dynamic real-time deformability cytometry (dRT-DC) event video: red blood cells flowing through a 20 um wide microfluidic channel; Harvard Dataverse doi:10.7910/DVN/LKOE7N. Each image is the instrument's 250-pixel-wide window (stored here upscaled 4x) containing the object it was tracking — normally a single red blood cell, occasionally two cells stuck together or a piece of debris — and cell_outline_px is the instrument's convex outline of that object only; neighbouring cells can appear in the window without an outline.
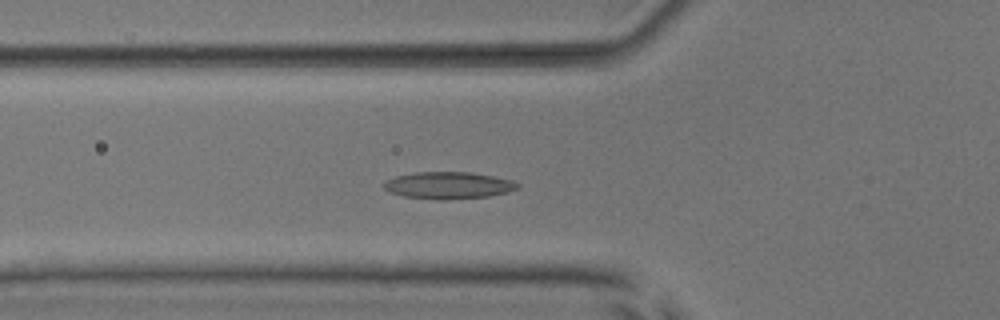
{"species": "common noctule bat (a hibernating species)", "species_latin": "Nyctalus noctula", "temperature_condition": "room temperature", "stored_images_in_passage": 41, "camera_frame_rate_fps": 3000, "um_per_image_px": 0.085, "animal": {"sex": "male", "body_mass_g": 17.9, "forearm_length_mm": 54.2}, "frame": {"image": 1, "passage_image": 18, "time_ms": 5.667, "image_size_px": [1000, 320], "cell_outline_px": [[520, 188], [508, 192], [488, 196], [444, 200], [436, 200], [404, 196], [392, 192], [384, 188], [384, 184], [388, 180], [396, 176], [416, 172], [472, 172], [512, 180], [520, 184]], "centroid_in_image_um": [38.17, 15.75], "position_along_channel_um": 87.6, "area_um2": 20.92}}
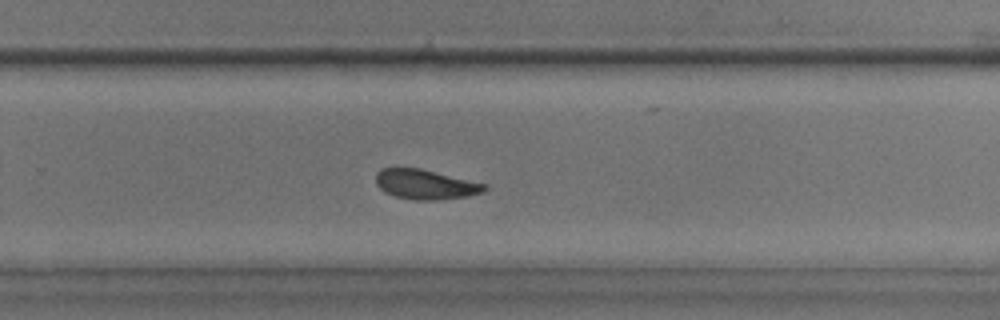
{"frame": {"image": 2, "passage_image": 34, "time_ms": 11.0, "image_size_px": [1000, 320], "cell_outline_px": [[488, 188], [484, 192], [468, 196], [436, 200], [416, 200], [396, 196], [384, 192], [376, 184], [376, 172], [380, 168], [420, 168], [488, 184]], "centroid_in_image_um": [36.19, 15.67], "position_along_channel_um": 293.6, "area_um2": 18.96}}
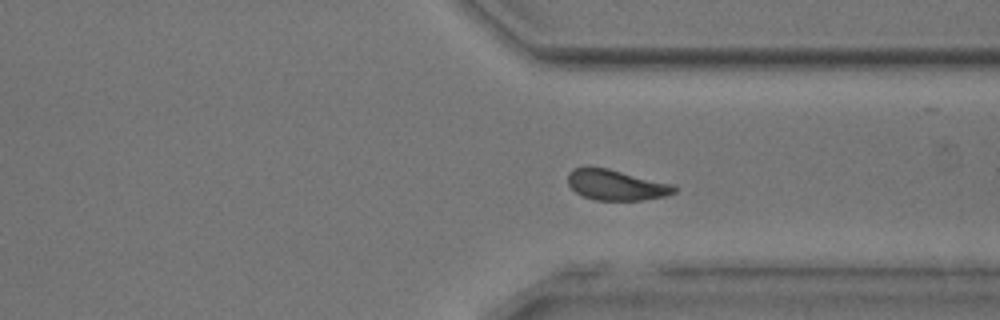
{"frame": {"image": 3, "passage_image": 39, "time_ms": 12.667, "image_size_px": [1000, 320], "cell_outline_px": [[676, 192], [664, 196], [644, 200], [596, 200], [584, 196], [576, 192], [568, 184], [568, 172], [572, 168], [588, 164], [608, 168], [672, 184], [676, 188]], "centroid_in_image_um": [52.31, 15.69], "position_along_channel_um": 359.1, "area_um2": 19.19}, "authors_computed_cell_mechanics": {"area_um2": 19.941, "velocity_mm_per_s": 3.8645, "shape_relaxation_time_tau1_ms": 7.9273, "shape_relaxation_time_tau2_ms": 3.4307, "deformation_change_tau1": 0.1599, "deformation_change_tau2": 0.101}}